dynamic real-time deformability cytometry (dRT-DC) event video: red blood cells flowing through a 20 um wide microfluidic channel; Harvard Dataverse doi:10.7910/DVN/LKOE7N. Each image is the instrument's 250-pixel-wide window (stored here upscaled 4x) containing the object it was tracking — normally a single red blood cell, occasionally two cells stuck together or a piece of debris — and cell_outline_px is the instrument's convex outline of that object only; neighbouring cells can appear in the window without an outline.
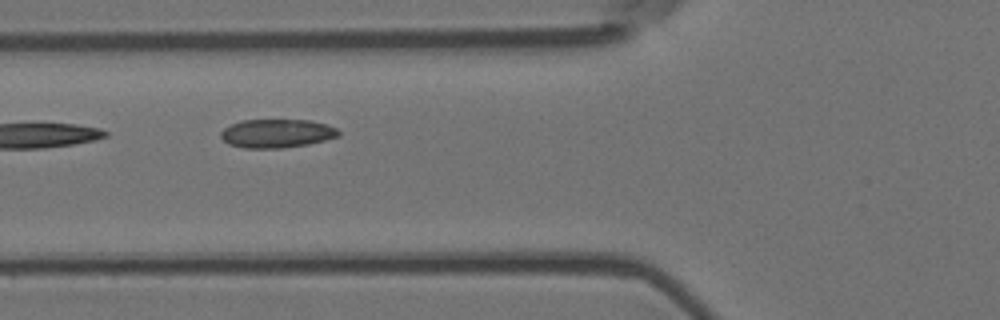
{"species": "Egyptian fruit bat (a non-hibernating species)", "species_latin": "Rousettus aegyptiacus", "temperature_condition": "room temperature", "stored_images_in_passage": 6, "camera_frame_rate_fps": 3000, "um_per_image_px": 0.085, "animal": {"sex": "female"}, "frame": {"image": 1, "passage_image": 3, "time_ms": 0.667, "image_size_px": [1000, 320], "cell_outline_px": [[340, 136], [308, 144], [280, 148], [244, 148], [228, 144], [220, 136], [220, 132], [224, 128], [240, 120], [312, 120], [328, 124], [336, 128], [340, 132]], "centroid_in_image_um": [23.53, 11.33], "position_along_channel_um": 102.3, "area_um2": 19.71}}
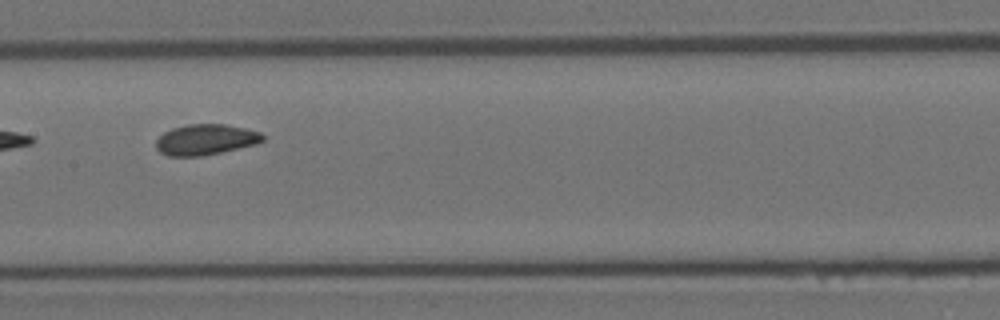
{"frame": {"image": 2, "passage_image": 5, "time_ms": 1.333, "image_size_px": [1000, 320], "cell_outline_px": [[264, 140], [256, 144], [220, 152], [200, 156], [168, 156], [160, 152], [156, 148], [156, 140], [164, 132], [172, 128], [188, 124], [224, 124], [244, 128], [260, 132], [264, 136]], "centroid_in_image_um": [17.46, 11.86], "position_along_channel_um": 189.9, "area_um2": 18.96}}
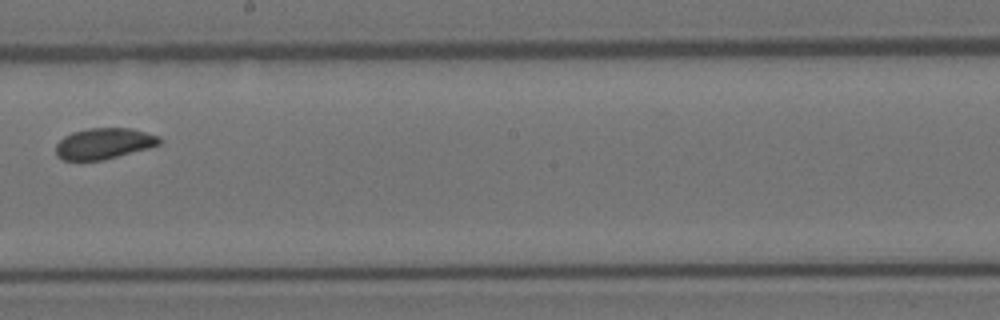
{"frame": {"image": 3, "passage_image": 6, "time_ms": 1.667, "image_size_px": [1000, 320], "cell_outline_px": [[164, 140], [160, 144], [148, 148], [100, 160], [64, 160], [56, 156], [56, 144], [64, 136], [72, 132], [88, 128], [132, 128], [160, 136]], "centroid_in_image_um": [8.84, 12.18], "position_along_channel_um": 239.4, "area_um2": 18.67}}